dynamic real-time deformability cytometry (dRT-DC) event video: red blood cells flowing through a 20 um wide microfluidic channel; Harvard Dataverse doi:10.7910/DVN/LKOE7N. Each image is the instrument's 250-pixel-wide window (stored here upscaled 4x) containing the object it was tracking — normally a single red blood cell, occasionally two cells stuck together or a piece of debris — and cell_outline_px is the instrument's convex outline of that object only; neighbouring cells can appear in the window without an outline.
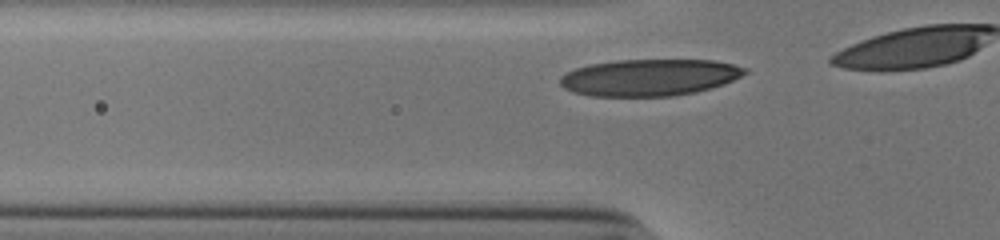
{"species": "human", "species_latin": "Homo sapiens", "temperature_condition": "cold", "stored_images_in_passage": 8, "camera_frame_rate_fps": 3000, "um_per_image_px": 0.085, "donor": {"sex": "male"}, "frame": {"image": 1, "passage_image": 2, "time_ms": 0.333, "image_size_px": [1000, 240], "cell_outline_px": [[748, 72], [724, 84], [696, 92], [672, 96], [592, 96], [572, 92], [564, 88], [560, 84], [560, 76], [576, 68], [592, 64], [616, 60], [716, 60], [748, 68]], "centroid_in_image_um": [55.21, 6.58], "position_along_channel_um": 70.6, "area_um2": 39.54}}
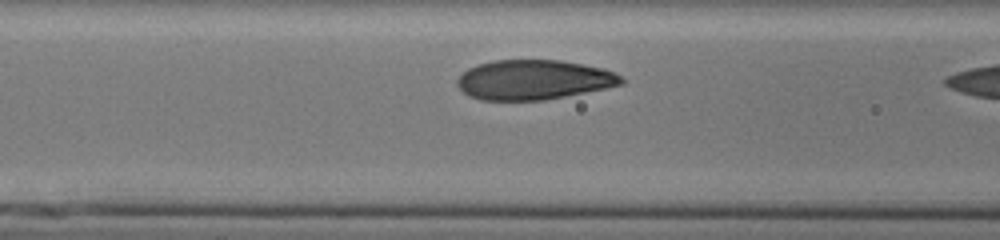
{"frame": {"image": 2, "passage_image": 6, "time_ms": 1.667, "image_size_px": [1000, 240], "cell_outline_px": [[624, 84], [544, 100], [480, 100], [468, 96], [456, 84], [456, 80], [468, 68], [476, 64], [492, 60], [560, 60], [604, 68], [620, 76], [624, 80]], "centroid_in_image_um": [45.32, 6.77], "position_along_channel_um": 121.3, "area_um2": 37.92}}